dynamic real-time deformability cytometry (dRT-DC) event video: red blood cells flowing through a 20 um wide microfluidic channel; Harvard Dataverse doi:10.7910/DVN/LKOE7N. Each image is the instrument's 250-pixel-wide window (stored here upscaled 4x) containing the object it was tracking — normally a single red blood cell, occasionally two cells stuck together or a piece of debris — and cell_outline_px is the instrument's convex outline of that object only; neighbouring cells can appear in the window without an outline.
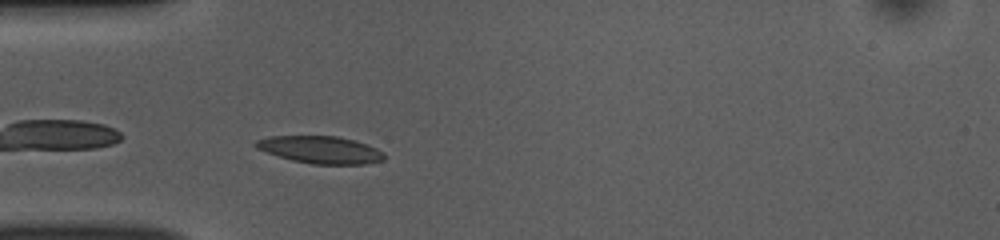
{"species": "common noctule bat (a hibernating species)", "species_latin": "Nyctalus noctula", "temperature_condition": "room temperature", "stored_images_in_passage": 39, "camera_frame_rate_fps": 3000, "um_per_image_px": 0.085, "animal": {"sex": "female", "body_mass_g": 10.0, "forearm_length_mm": 53.1}, "frame": {"image": 1, "passage_image": 2, "time_ms": 0.333, "image_size_px": [1000, 240], "cell_outline_px": [[384, 160], [364, 164], [312, 164], [292, 160], [256, 148], [252, 144], [256, 140], [268, 136], [336, 136], [356, 140], [376, 148], [384, 152]], "centroid_in_image_um": [27.24, 12.72], "position_along_channel_um": 57.8, "area_um2": 20.4}}
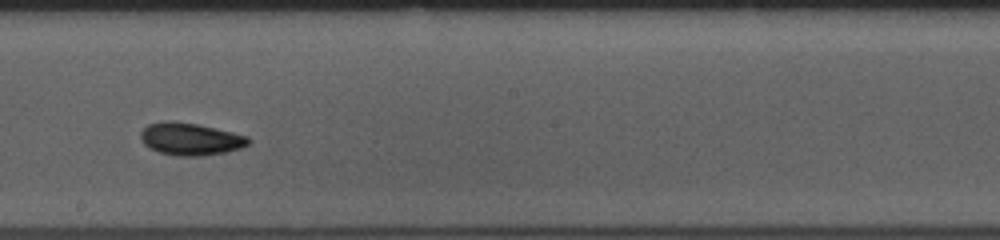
{"frame": {"image": 2, "passage_image": 16, "time_ms": 5.0, "image_size_px": [1000, 240], "cell_outline_px": [[252, 140], [248, 144], [240, 148], [224, 152], [200, 156], [180, 156], [160, 152], [144, 144], [140, 140], [140, 132], [148, 124], [164, 120], [172, 120], [196, 124], [232, 132], [248, 136]], "centroid_in_image_um": [16.17, 11.8], "position_along_channel_um": 232.0, "area_um2": 20.23}}
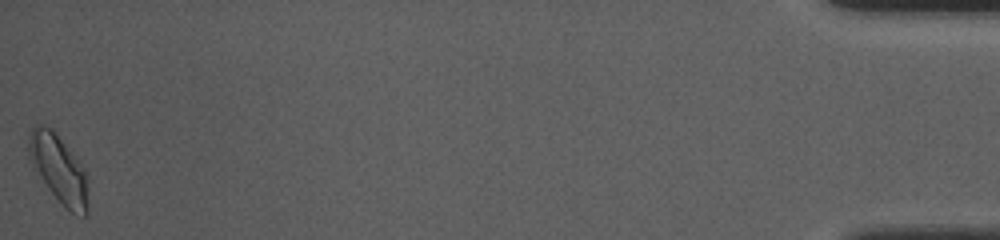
{"frame": {"image": 3, "passage_image": 39, "time_ms": 12.667, "image_size_px": [1000, 240], "cell_outline_px": [[88, 212], [84, 216], [72, 212], [64, 208], [48, 188], [28, 156], [28, 140], [32, 128], [36, 124], [44, 124], [52, 128], [80, 160], [88, 176]], "centroid_in_image_um": [5.04, 14.34], "position_along_channel_um": 430.2, "area_um2": 23.81}, "authors_computed_cell_mechanics": {"area_um2": 19.4786, "velocity_mm_per_s": 3.8113, "shape_relaxation_time_tau1_ms": 9.0463, "shape_relaxation_time_tau2_ms": 6.0612, "deformation_change_tau1": 0.1966, "deformation_change_tau2": 0.1105}}